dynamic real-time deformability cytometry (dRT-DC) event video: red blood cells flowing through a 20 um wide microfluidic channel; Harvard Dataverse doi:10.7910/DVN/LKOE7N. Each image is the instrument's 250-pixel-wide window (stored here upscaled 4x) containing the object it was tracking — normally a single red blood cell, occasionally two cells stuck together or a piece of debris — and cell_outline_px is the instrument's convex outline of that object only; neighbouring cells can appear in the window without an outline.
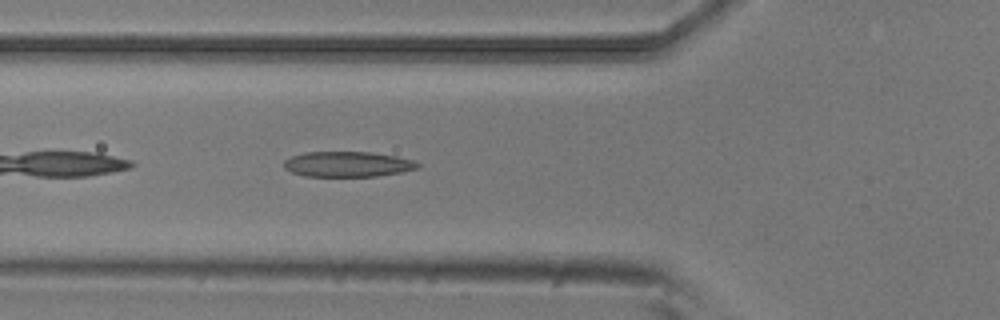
{"species": "common noctule bat (a hibernating species)", "species_latin": "Nyctalus noctula", "temperature_condition": "room temperature", "stored_images_in_passage": 31, "camera_frame_rate_fps": 3000, "um_per_image_px": 0.085, "animal": {"sex": "male", "body_mass_g": 20.5, "forearm_length_mm": 52.5}, "frame": {"image": 1, "passage_image": 3, "time_ms": 0.667, "image_size_px": [1000, 320], "cell_outline_px": [[420, 168], [400, 172], [376, 176], [304, 176], [292, 172], [284, 168], [284, 160], [292, 156], [304, 152], [372, 152], [396, 156], [416, 160], [420, 164]], "centroid_in_image_um": [29.58, 13.95], "position_along_channel_um": 96.2, "area_um2": 19.83}}
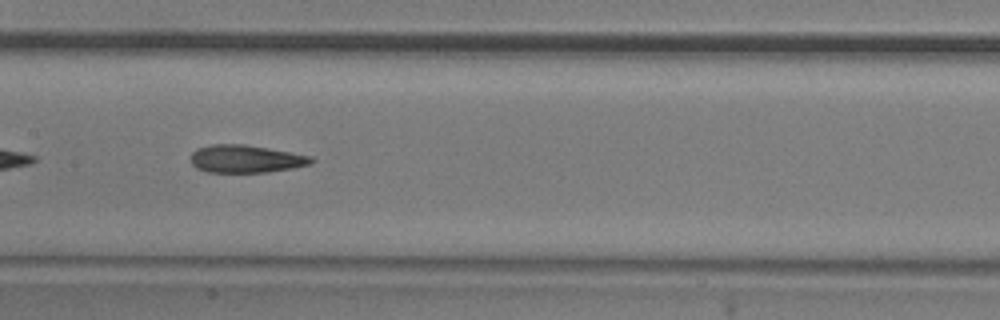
{"frame": {"image": 2, "passage_image": 10, "time_ms": 3.0, "image_size_px": [1000, 320], "cell_outline_px": [[316, 160], [312, 164], [292, 168], [268, 172], [208, 172], [196, 168], [192, 164], [192, 152], [196, 148], [212, 144], [244, 144], [268, 148], [312, 156]], "centroid_in_image_um": [20.91, 13.5], "position_along_channel_um": 186.5, "area_um2": 19.54}}
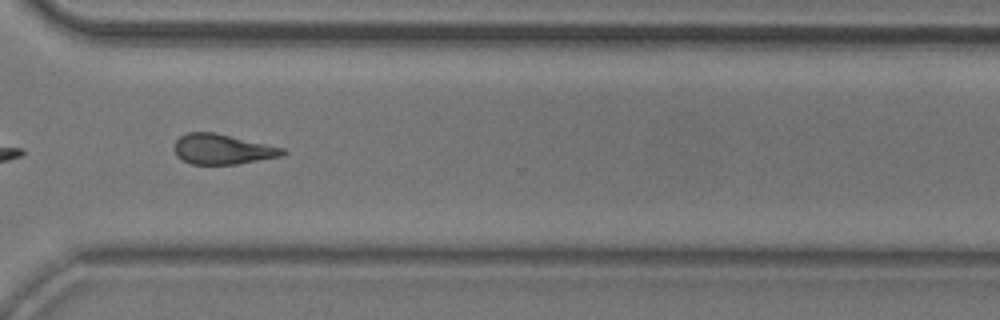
{"frame": {"image": 3, "passage_image": 23, "time_ms": 7.333, "image_size_px": [1000, 320], "cell_outline_px": [[288, 152], [280, 156], [236, 164], [192, 164], [176, 156], [172, 148], [176, 140], [180, 136], [188, 132], [216, 132], [284, 148]], "centroid_in_image_um": [18.87, 12.67], "position_along_channel_um": 351.7, "area_um2": 19.07}, "authors_computed_cell_mechanics": {"area_um2": 19.4786, "velocity_mm_per_s": 3.8222, "shape_relaxation_time_tau1_ms": 5.3044, "shape_relaxation_time_tau2_ms": 2.4557, "deformation_change_tau1": 0.1583, "deformation_change_tau2": 0.1114}}